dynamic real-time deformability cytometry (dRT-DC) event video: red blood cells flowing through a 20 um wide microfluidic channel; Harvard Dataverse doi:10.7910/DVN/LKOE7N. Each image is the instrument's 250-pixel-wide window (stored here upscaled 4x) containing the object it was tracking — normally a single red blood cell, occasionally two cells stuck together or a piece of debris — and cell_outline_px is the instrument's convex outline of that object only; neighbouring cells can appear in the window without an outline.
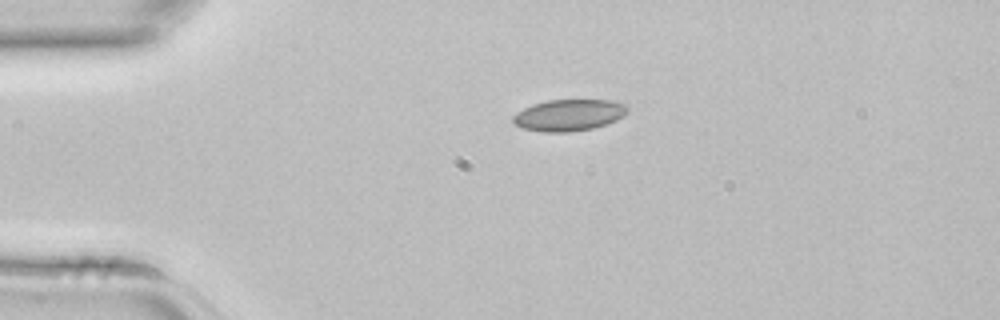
{"species": "common noctule bat (a hibernating species)", "species_latin": "Nyctalus noctula", "temperature_condition": "room temperature", "stored_images_in_passage": 2, "camera_frame_rate_fps": 3000, "um_per_image_px": 0.085, "animal": {"sex": "female", "body_mass_g": 22.7, "forearm_length_mm": 54.2}, "frame": {"image": 1, "passage_image": 1, "time_ms": 0.0, "image_size_px": [1000, 320], "cell_outline_px": [[628, 112], [624, 116], [616, 120], [592, 128], [568, 132], [540, 132], [520, 128], [512, 120], [512, 116], [516, 112], [532, 104], [548, 100], [612, 100], [628, 104]], "centroid_in_image_um": [48.35, 9.78], "position_along_channel_um": 36.6, "area_um2": 21.21}}